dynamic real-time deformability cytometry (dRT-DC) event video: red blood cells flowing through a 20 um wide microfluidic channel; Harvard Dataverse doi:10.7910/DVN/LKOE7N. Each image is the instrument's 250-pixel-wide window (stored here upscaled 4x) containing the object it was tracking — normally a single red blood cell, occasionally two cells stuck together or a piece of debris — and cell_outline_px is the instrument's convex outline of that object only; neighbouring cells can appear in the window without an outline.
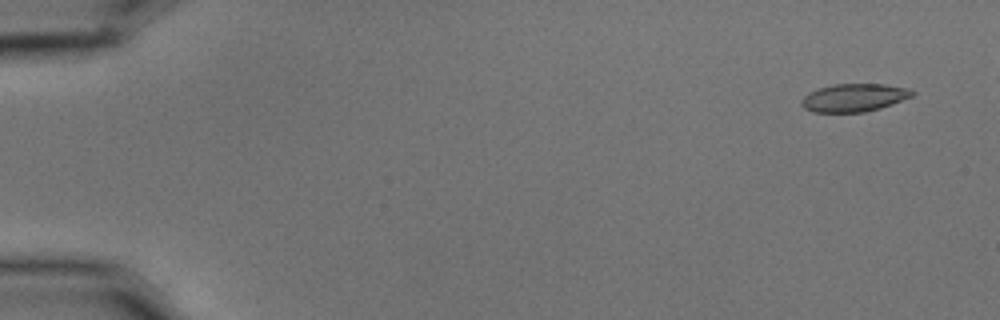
{"species": "common noctule bat (a hibernating species)", "species_latin": "Nyctalus noctula", "temperature_condition": "cold", "stored_images_in_passage": 5, "camera_frame_rate_fps": 3000, "um_per_image_px": 0.085, "animal": {"sex": "male", "body_mass_g": 15.6}, "frame": {"image": 1, "passage_image": 1, "time_ms": 0.0, "image_size_px": [1000, 320], "cell_outline_px": [[916, 92], [912, 96], [892, 104], [880, 108], [864, 112], [812, 112], [804, 108], [800, 104], [800, 100], [804, 96], [816, 88], [832, 84], [884, 84], [908, 88]], "centroid_in_image_um": [72.56, 8.3], "position_along_channel_um": 12.4, "area_um2": 18.15}}